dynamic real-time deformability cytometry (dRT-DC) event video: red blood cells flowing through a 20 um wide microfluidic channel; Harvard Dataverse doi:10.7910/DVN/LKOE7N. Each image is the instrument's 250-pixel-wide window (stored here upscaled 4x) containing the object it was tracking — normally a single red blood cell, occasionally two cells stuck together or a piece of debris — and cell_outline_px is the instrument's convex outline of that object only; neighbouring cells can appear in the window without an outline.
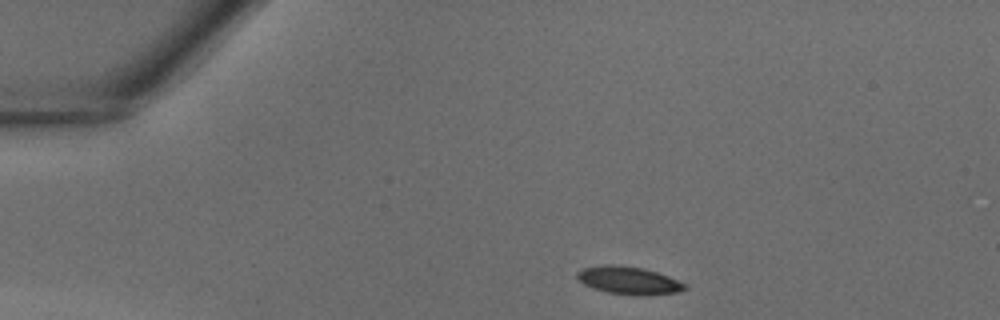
{"species": "common noctule bat (a hibernating species)", "species_latin": "Nyctalus noctula", "temperature_condition": "warm", "stored_images_in_passage": 33, "camera_frame_rate_fps": 3000, "um_per_image_px": 0.085, "animal": {"sex": "male", "body_mass_g": 18.8}, "frame": {"image": 1, "passage_image": 1, "time_ms": 0.0, "image_size_px": [1000, 320], "cell_outline_px": [[688, 288], [680, 292], [644, 296], [608, 292], [592, 288], [584, 284], [576, 276], [576, 272], [584, 268], [604, 264], [612, 264], [644, 268], [668, 276], [688, 284]], "centroid_in_image_um": [53.48, 23.84], "position_along_channel_um": 31.5, "area_um2": 17.51}}
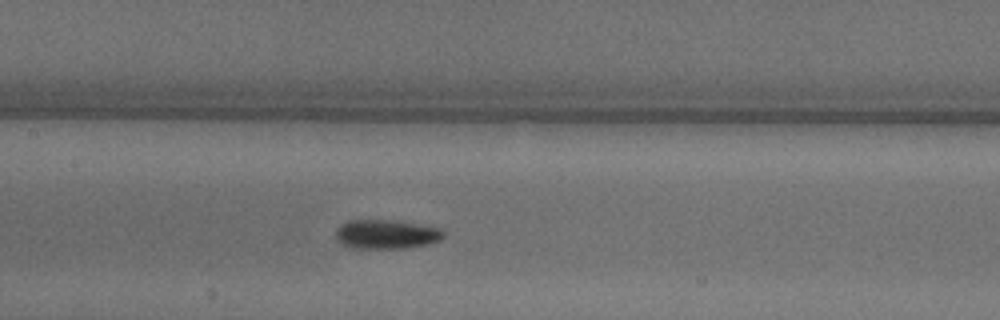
{"frame": {"image": 2, "passage_image": 13, "time_ms": 4.0, "image_size_px": [1000, 320], "cell_outline_px": [[444, 236], [440, 240], [428, 244], [404, 248], [352, 248], [336, 240], [336, 228], [340, 224], [348, 220], [388, 220], [420, 224], [440, 228], [444, 232]], "centroid_in_image_um": [32.82, 19.91], "position_along_channel_um": 174.6, "area_um2": 18.32}}
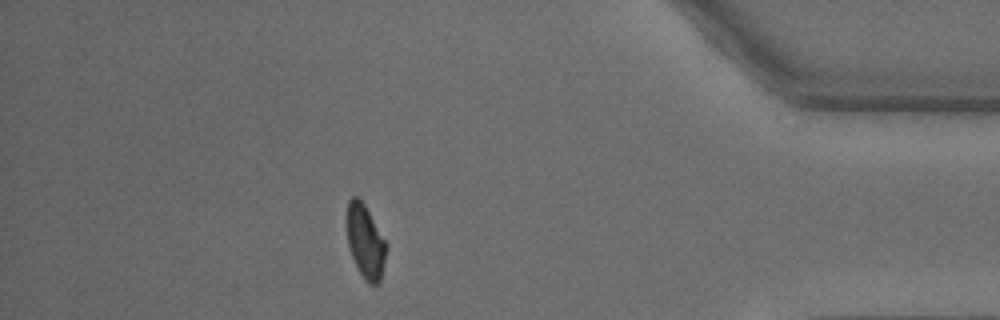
{"frame": {"image": 3, "passage_image": 29, "time_ms": 9.333, "image_size_px": [1000, 320], "cell_outline_px": [[384, 260], [380, 284], [368, 284], [364, 280], [352, 256], [348, 244], [348, 200], [352, 196], [356, 196], [364, 204], [384, 240]], "centroid_in_image_um": [31.04, 20.57], "position_along_channel_um": 404.2, "area_um2": 16.07}}